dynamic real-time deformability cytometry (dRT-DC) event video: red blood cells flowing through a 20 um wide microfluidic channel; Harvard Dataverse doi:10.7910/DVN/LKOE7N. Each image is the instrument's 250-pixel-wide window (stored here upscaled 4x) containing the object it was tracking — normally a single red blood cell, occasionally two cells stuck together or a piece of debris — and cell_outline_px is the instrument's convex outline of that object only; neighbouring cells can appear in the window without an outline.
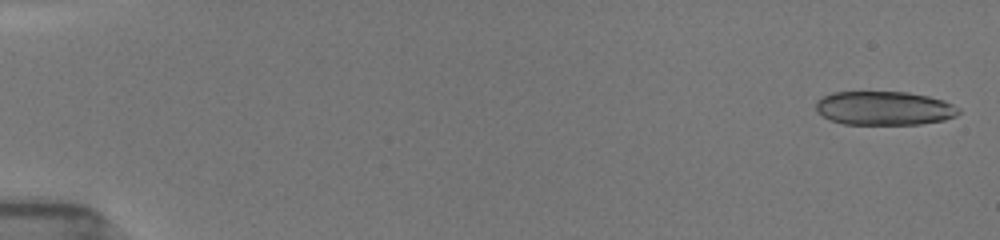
{"species": "common noctule bat (a hibernating species)", "species_latin": "Nyctalus noctula", "temperature_condition": "room temperature", "stored_images_in_passage": 9, "camera_frame_rate_fps": 3000, "um_per_image_px": 0.085, "animal": {"sex": "female", "body_mass_g": 19.5, "forearm_length_mm": 54.1}, "frame": {"image": 1, "passage_image": 1, "time_ms": 0.0, "image_size_px": [1000, 240], "cell_outline_px": [[960, 112], [956, 116], [944, 120], [920, 124], [844, 124], [832, 120], [816, 112], [816, 100], [832, 92], [908, 92], [928, 96], [944, 100], [960, 108]], "centroid_in_image_um": [75.17, 9.19], "position_along_channel_um": 9.8, "area_um2": 28.21}}
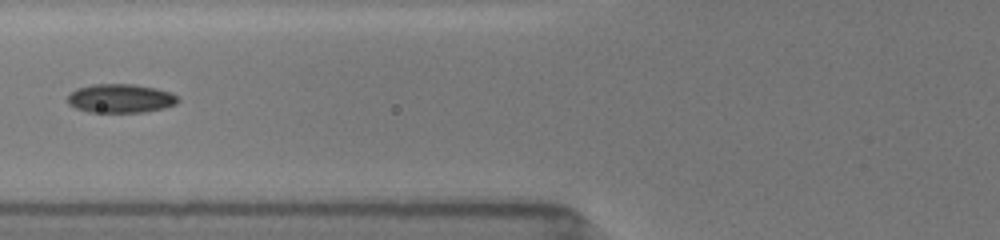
{"frame": {"image": 2, "passage_image": 8, "time_ms": 7.0, "image_size_px": [1000, 240], "cell_outline_px": [[180, 100], [176, 104], [164, 108], [144, 112], [88, 112], [76, 108], [68, 104], [68, 96], [76, 88], [92, 84], [136, 84], [156, 88], [172, 92]], "centroid_in_image_um": [10.26, 8.36], "position_along_channel_um": 115.5, "area_um2": 18.67}}
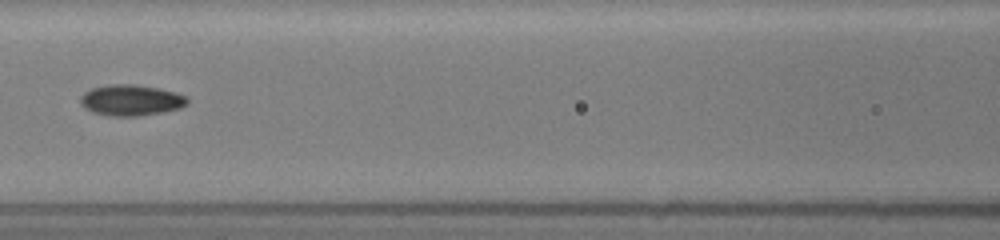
{"frame": {"image": 3, "passage_image": 9, "time_ms": 8.0, "image_size_px": [1000, 240], "cell_outline_px": [[188, 104], [180, 108], [164, 112], [140, 116], [112, 116], [92, 112], [84, 108], [80, 104], [80, 96], [84, 92], [92, 88], [108, 84], [132, 84], [160, 88], [176, 92], [184, 96], [188, 100]], "centroid_in_image_um": [11.12, 8.52], "position_along_channel_um": 155.5, "area_um2": 19.48}}